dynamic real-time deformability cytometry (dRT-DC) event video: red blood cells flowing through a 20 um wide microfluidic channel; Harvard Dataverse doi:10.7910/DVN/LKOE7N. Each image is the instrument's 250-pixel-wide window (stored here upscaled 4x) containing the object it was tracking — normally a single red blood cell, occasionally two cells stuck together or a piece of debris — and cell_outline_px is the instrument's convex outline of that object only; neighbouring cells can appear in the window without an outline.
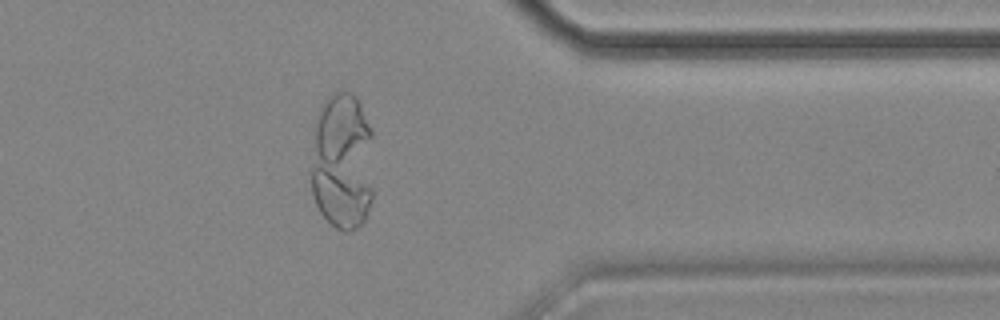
{"species": "common noctule bat (a hibernating species)", "species_latin": "Nyctalus noctula", "temperature_condition": "cold", "stored_images_in_passage": 40, "camera_frame_rate_fps": 3000, "um_per_image_px": 0.085, "animal": {"sex": "female", "body_mass_g": 18.4}, "frame": {"image": 1, "passage_image": 29, "time_ms": 9.333, "image_size_px": [1000, 320], "cell_outline_px": [[372, 200], [368, 212], [364, 220], [356, 228], [348, 232], [344, 232], [336, 228], [320, 212], [312, 196], [308, 172], [316, 116], [320, 108], [332, 92], [352, 92], [360, 100], [372, 128]], "centroid_in_image_um": [29.08, 13.72], "position_along_channel_um": 382.3, "area_um2": 52.02}}